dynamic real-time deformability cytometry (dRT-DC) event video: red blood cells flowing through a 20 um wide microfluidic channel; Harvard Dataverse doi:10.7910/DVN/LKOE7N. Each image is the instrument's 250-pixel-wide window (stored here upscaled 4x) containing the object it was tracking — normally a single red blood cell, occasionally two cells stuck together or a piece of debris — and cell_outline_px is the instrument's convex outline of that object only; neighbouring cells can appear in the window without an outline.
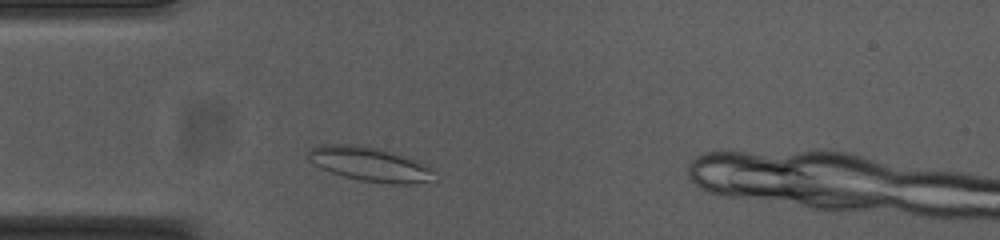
{"species": "common noctule bat (a hibernating species)", "species_latin": "Nyctalus noctula", "temperature_condition": "cold", "stored_images_in_passage": 33, "camera_frame_rate_fps": 3000, "um_per_image_px": 0.085, "animal": {"sex": "female", "body_mass_g": 23.0, "forearm_length_mm": 53.4}, "frame": {"image": 1, "passage_image": 4, "time_ms": 1.0, "image_size_px": [1000, 240], "cell_outline_px": [[436, 180], [412, 184], [384, 184], [360, 180], [344, 176], [320, 168], [308, 160], [304, 152], [320, 144], [352, 144], [384, 148], [396, 152], [428, 164]], "centroid_in_image_um": [31.44, 13.94], "position_along_channel_um": 53.6, "area_um2": 25.84}}
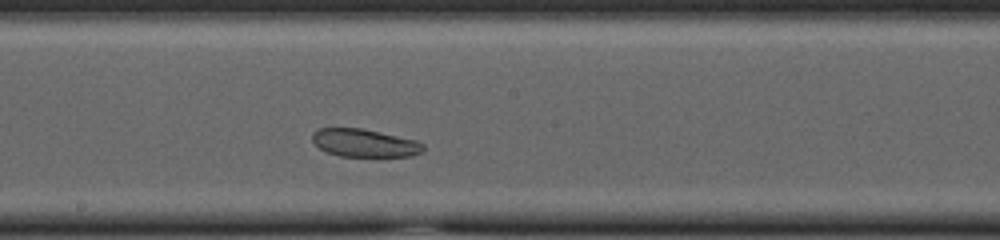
{"frame": {"image": 2, "passage_image": 18, "time_ms": 5.667, "image_size_px": [1000, 240], "cell_outline_px": [[424, 152], [412, 156], [340, 156], [328, 152], [320, 148], [312, 140], [312, 132], [316, 128], [360, 128], [380, 132], [416, 140], [424, 144]], "centroid_in_image_um": [31.0, 12.15], "position_along_channel_um": 217.2, "area_um2": 18.03}}
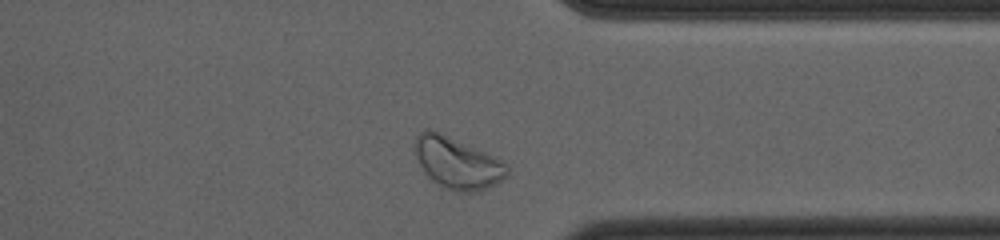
{"frame": {"image": 3, "passage_image": 31, "time_ms": 10.0, "image_size_px": [1000, 240], "cell_outline_px": [[508, 176], [480, 192], [456, 192], [440, 188], [424, 172], [416, 156], [412, 144], [416, 136], [424, 128], [428, 128], [440, 132], [484, 152], [500, 160], [508, 168]], "centroid_in_image_um": [38.81, 13.87], "position_along_channel_um": 372.6, "area_um2": 27.8}}